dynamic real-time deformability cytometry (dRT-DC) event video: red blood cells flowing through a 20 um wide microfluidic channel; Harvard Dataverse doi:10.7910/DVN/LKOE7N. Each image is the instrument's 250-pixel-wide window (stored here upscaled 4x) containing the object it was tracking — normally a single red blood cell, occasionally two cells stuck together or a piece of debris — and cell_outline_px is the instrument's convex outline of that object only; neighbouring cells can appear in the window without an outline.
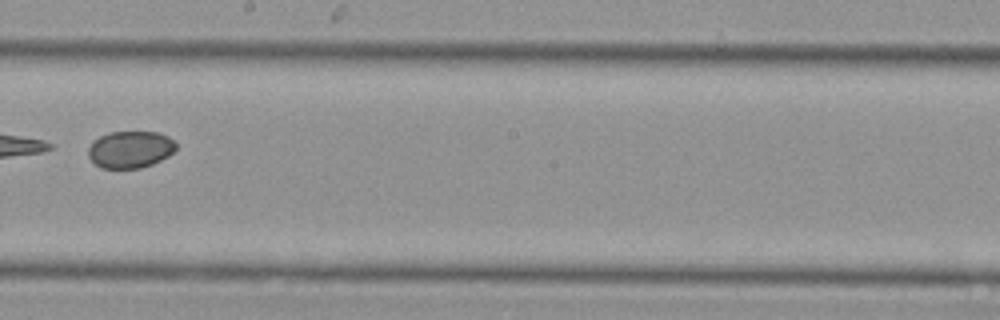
{"species": "Egyptian fruit bat (a non-hibernating species)", "species_latin": "Rousettus aegyptiacus", "temperature_condition": "cold", "stored_images_in_passage": 44, "camera_frame_rate_fps": 3000, "um_per_image_px": 0.085, "animal": {"sex": "female"}, "frame": {"image": 1, "passage_image": 26, "time_ms": 8.333, "image_size_px": [1000, 320], "cell_outline_px": [[176, 148], [168, 156], [152, 164], [140, 168], [100, 168], [88, 156], [88, 148], [92, 140], [108, 132], [156, 132], [168, 136], [176, 144]], "centroid_in_image_um": [11.04, 12.7], "position_along_channel_um": 237.2, "area_um2": 18.9}}
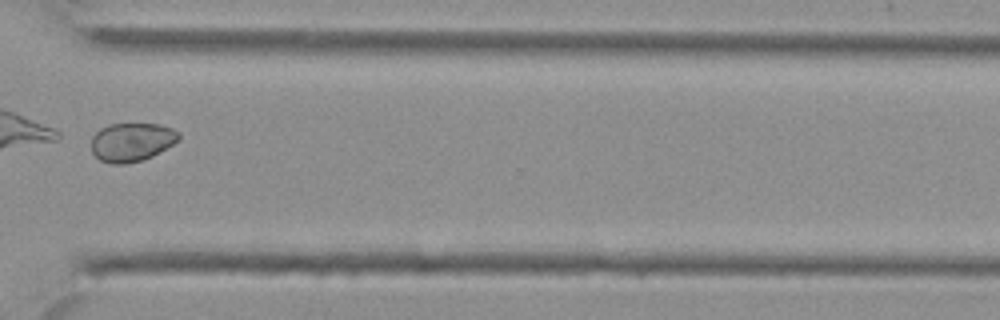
{"frame": {"image": 2, "passage_image": 34, "time_ms": 11.0, "image_size_px": [1000, 320], "cell_outline_px": [[180, 140], [152, 156], [144, 160], [124, 164], [112, 164], [100, 160], [92, 152], [92, 136], [100, 128], [108, 124], [160, 124], [172, 128], [180, 132]], "centroid_in_image_um": [11.21, 12.07], "position_along_channel_um": 359.4, "area_um2": 19.83}}